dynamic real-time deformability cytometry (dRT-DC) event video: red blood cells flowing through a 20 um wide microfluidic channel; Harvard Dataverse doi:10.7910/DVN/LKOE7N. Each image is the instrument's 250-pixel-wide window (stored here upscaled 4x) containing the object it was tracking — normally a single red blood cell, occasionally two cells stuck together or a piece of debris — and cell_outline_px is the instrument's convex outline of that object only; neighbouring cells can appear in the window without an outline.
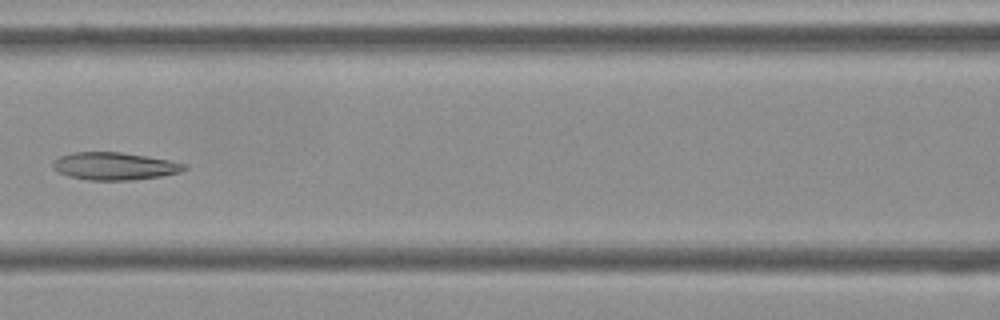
{"species": "Egyptian fruit bat (a non-hibernating species)", "species_latin": "Rousettus aegyptiacus", "temperature_condition": "cold", "stored_images_in_passage": 7, "camera_frame_rate_fps": 3000, "um_per_image_px": 0.085, "frame": {"image": 1, "passage_image": 7, "time_ms": 2.0, "image_size_px": [1000, 320], "cell_outline_px": [[188, 168], [180, 172], [160, 176], [132, 180], [88, 180], [68, 176], [52, 168], [52, 164], [60, 156], [72, 152], [120, 152], [148, 156], [172, 160], [188, 164]], "centroid_in_image_um": [9.78, 14.11], "position_along_channel_um": 156.8, "area_um2": 21.21}}